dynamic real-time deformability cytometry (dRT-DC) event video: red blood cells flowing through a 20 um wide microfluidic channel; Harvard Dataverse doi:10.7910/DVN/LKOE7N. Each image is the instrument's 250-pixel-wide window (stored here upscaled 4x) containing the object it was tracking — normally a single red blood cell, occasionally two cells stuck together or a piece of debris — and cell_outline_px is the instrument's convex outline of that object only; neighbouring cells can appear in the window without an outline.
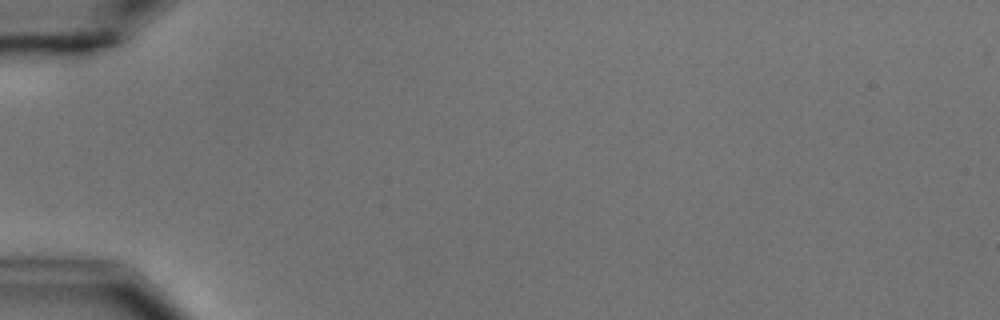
{"species": "common noctule bat (a hibernating species)", "species_latin": "Nyctalus noctula", "temperature_condition": "cold", "stored_images_in_passage": 11, "segment_of_instrument_passage": [1, 2], "camera_frame_rate_fps": 3000, "um_per_image_px": 0.085, "animal": {"sex": "male", "body_mass_g": 15.6}, "frame": {"image": 1, "passage_image": 1, "time_ms": 0.0, "image_size_px": [1000, 320], "cell_outline_px": [[112, 44], [108, 84], [92, 96], [80, 96], [64, 88], [60, 80], [48, 48], [48, 40], [96, 32], [108, 32], [112, 36]], "centroid_in_image_um": [7.03, 5.24], "position_along_channel_um": 78.0, "area_um2": 22.95}}
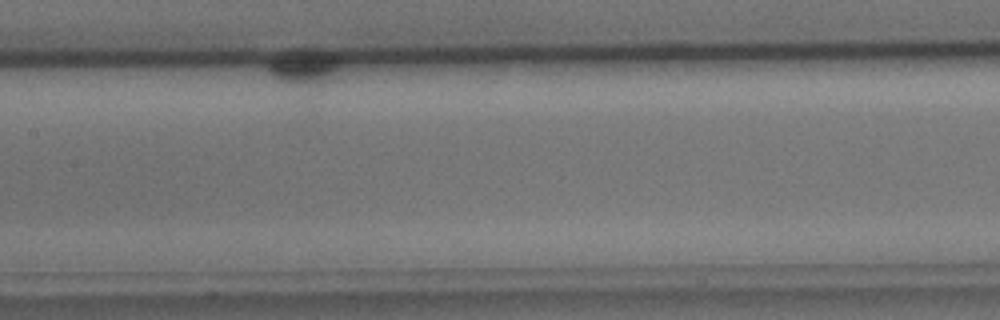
{"frame": {"image": 2, "passage_image": 8, "time_ms": 9.0, "image_size_px": [1000, 320], "cell_outline_px": [[340, 64], [324, 80], [308, 88], [292, 84], [280, 80], [268, 68], [268, 64], [272, 60], [300, 56], [332, 56]], "centroid_in_image_um": [25.8, 5.91], "position_along_channel_um": 181.6, "area_um2": 11.56}}
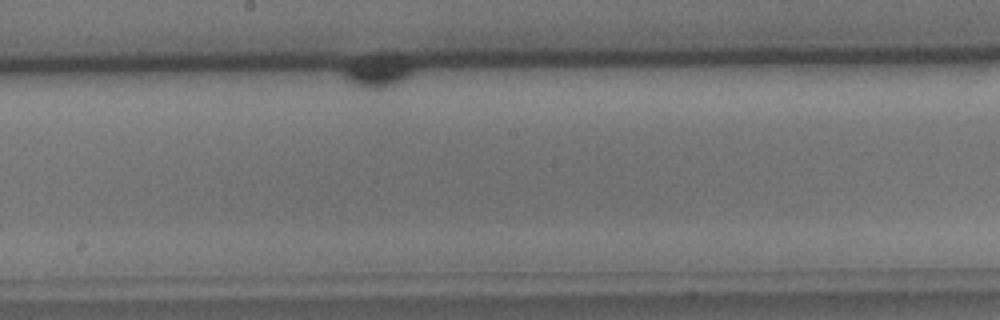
{"frame": {"image": 3, "passage_image": 10, "time_ms": 11.333, "image_size_px": [1000, 320], "cell_outline_px": [[416, 68], [408, 80], [392, 88], [376, 92], [356, 88], [340, 72], [344, 68], [352, 64], [376, 60], [388, 60], [408, 64]], "centroid_in_image_um": [32.11, 6.34], "position_along_channel_um": 216.1, "area_um2": 12.08}}